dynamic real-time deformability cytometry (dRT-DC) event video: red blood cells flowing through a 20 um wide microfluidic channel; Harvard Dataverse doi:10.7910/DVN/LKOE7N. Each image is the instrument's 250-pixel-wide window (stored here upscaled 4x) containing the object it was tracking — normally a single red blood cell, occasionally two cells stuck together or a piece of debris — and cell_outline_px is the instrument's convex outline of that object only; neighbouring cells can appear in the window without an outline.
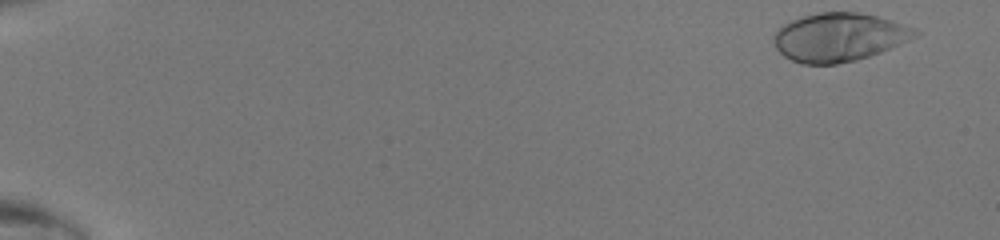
{"species": "human", "species_latin": "Homo sapiens", "temperature_condition": "room temperature", "stored_images_in_passage": 7, "camera_frame_rate_fps": 3000, "um_per_image_px": 0.085, "donor": {"sex": "male"}, "frame": {"image": 1, "passage_image": 1, "time_ms": 0.0, "image_size_px": [1000, 240], "cell_outline_px": [[920, 32], [916, 36], [908, 40], [880, 52], [856, 60], [836, 64], [800, 64], [784, 56], [776, 48], [772, 40], [772, 36], [784, 24], [800, 16], [820, 12], [860, 12], [876, 16], [916, 28]], "centroid_in_image_um": [71.29, 3.16], "position_along_channel_um": 13.7, "area_um2": 39.77}}